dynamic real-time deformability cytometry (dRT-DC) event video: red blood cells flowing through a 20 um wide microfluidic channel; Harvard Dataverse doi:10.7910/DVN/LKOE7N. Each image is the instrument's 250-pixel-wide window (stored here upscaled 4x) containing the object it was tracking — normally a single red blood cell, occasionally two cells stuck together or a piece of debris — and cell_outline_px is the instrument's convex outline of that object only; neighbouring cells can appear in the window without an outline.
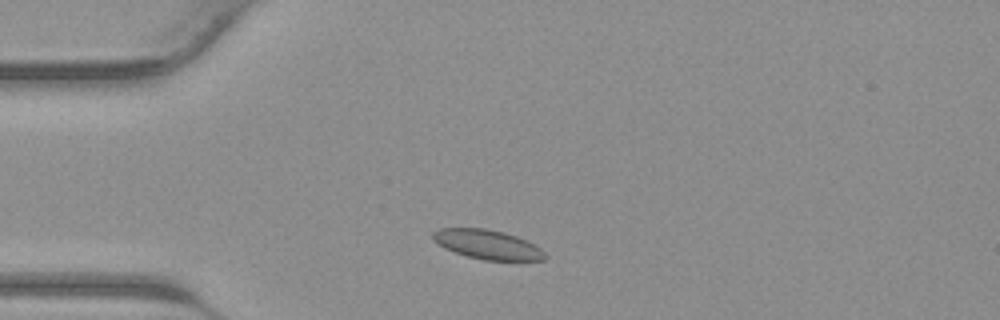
{"species": "common noctule bat (a hibernating species)", "species_latin": "Nyctalus noctula", "temperature_condition": "warm", "stored_images_in_passage": 34, "camera_frame_rate_fps": 3000, "um_per_image_px": 0.085, "animal": {"sex": "male", "body_mass_g": 23.1, "forearm_length_mm": 52.7}, "frame": {"image": 1, "passage_image": 3, "time_ms": 0.667, "image_size_px": [1000, 320], "cell_outline_px": [[548, 256], [544, 260], [484, 260], [468, 256], [444, 248], [436, 244], [432, 240], [432, 232], [440, 228], [484, 228], [504, 232], [516, 236], [540, 248]], "centroid_in_image_um": [41.39, 20.77], "position_along_channel_um": 43.6, "area_um2": 19.07}}
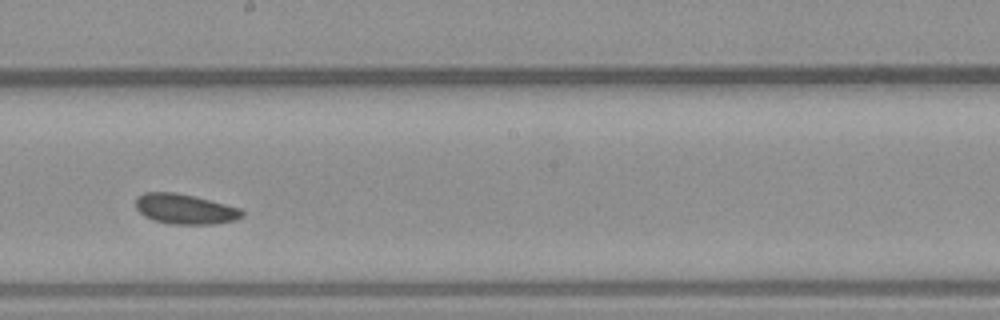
{"frame": {"image": 2, "passage_image": 16, "time_ms": 5.0, "image_size_px": [1000, 320], "cell_outline_px": [[244, 216], [236, 220], [212, 224], [172, 224], [152, 220], [144, 216], [136, 208], [136, 196], [144, 192], [176, 192], [240, 208], [244, 212]], "centroid_in_image_um": [15.7, 17.77], "position_along_channel_um": 232.5, "area_um2": 18.61}}
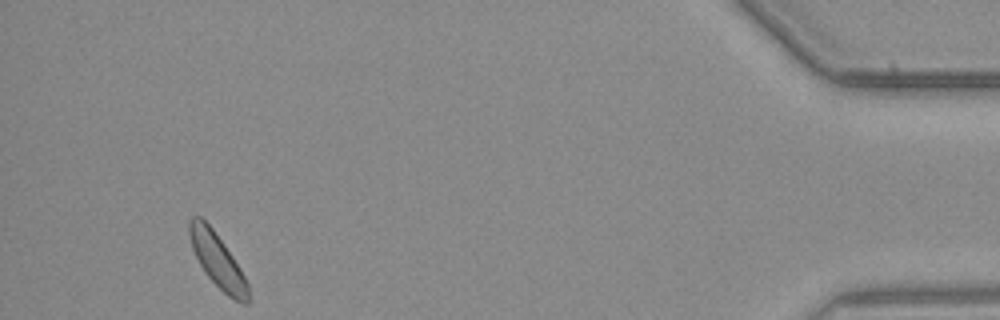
{"frame": {"image": 3, "passage_image": 32, "time_ms": 10.333, "image_size_px": [1000, 320], "cell_outline_px": [[248, 304], [240, 304], [228, 296], [204, 272], [192, 248], [188, 236], [188, 220], [192, 216], [200, 216], [212, 228], [224, 244], [240, 268], [248, 284]], "centroid_in_image_um": [18.46, 22.12], "position_along_channel_um": 416.7, "area_um2": 18.32}}